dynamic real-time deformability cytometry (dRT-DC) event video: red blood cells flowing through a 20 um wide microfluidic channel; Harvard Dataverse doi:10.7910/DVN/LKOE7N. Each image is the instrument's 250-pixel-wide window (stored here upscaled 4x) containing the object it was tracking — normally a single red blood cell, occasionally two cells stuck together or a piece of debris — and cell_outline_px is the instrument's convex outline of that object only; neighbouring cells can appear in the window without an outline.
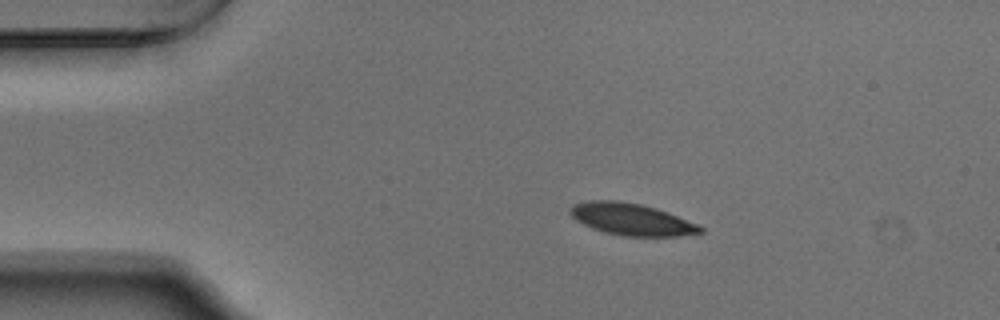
{"species": "Egyptian fruit bat (a non-hibernating species)", "species_latin": "Rousettus aegyptiacus", "temperature_condition": "warm", "stored_images_in_passage": 45, "camera_frame_rate_fps": 3000, "um_per_image_px": 0.085, "animal": {"sex": "male"}, "frame": {"image": 1, "passage_image": 1, "time_ms": 0.0, "image_size_px": [1000, 320], "cell_outline_px": [[704, 232], [680, 236], [624, 236], [604, 232], [592, 228], [576, 220], [568, 212], [568, 208], [572, 204], [588, 200], [620, 200], [640, 204], [656, 208], [668, 212], [696, 224], [704, 228]], "centroid_in_image_um": [53.64, 18.63], "position_along_channel_um": 31.4, "area_um2": 24.28}}
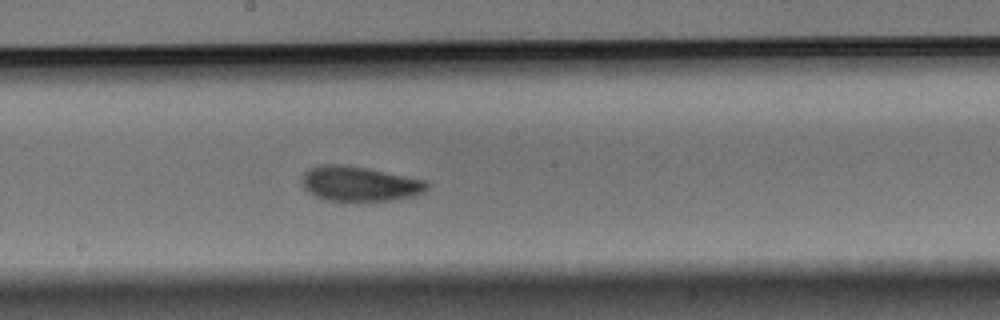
{"frame": {"image": 2, "passage_image": 20, "time_ms": 6.333, "image_size_px": [1000, 320], "cell_outline_px": [[428, 188], [424, 192], [412, 196], [392, 200], [356, 204], [352, 204], [328, 200], [316, 196], [308, 192], [304, 188], [300, 180], [304, 172], [308, 168], [320, 164], [344, 164], [424, 180], [428, 184]], "centroid_in_image_um": [30.49, 15.66], "position_along_channel_um": 217.7, "area_um2": 26.07}}
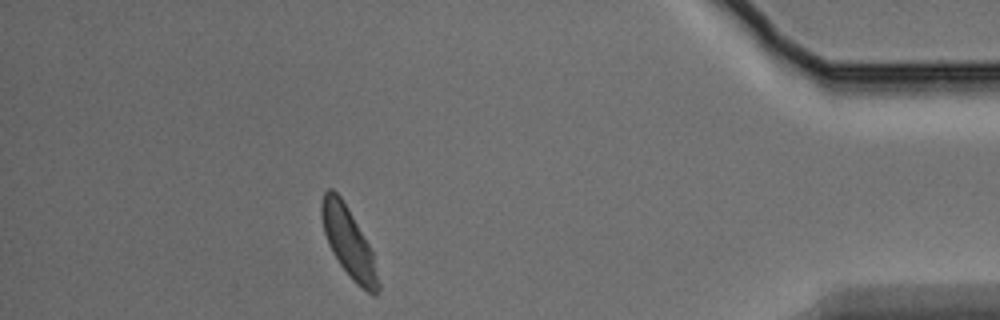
{"frame": {"image": 3, "passage_image": 39, "time_ms": 12.667, "image_size_px": [1000, 320], "cell_outline_px": [[380, 288], [376, 296], [372, 296], [356, 284], [352, 280], [340, 264], [332, 252], [328, 244], [324, 232], [320, 216], [320, 204], [324, 192], [328, 188], [332, 188], [340, 196], [352, 216], [368, 244], [372, 252], [380, 284]], "centroid_in_image_um": [29.61, 20.63], "position_along_channel_um": 405.6, "area_um2": 22.83}, "authors_computed_cell_mechanics": {"area_um2": 24.565, "velocity_mm_per_s": 3.7174, "shape_relaxation_time_tau1_ms": 2.286, "shape_relaxation_time_tau2_ms": 3.278, "deformation_change_tau1": 0.1081, "deformation_change_tau2": 0.0769}}